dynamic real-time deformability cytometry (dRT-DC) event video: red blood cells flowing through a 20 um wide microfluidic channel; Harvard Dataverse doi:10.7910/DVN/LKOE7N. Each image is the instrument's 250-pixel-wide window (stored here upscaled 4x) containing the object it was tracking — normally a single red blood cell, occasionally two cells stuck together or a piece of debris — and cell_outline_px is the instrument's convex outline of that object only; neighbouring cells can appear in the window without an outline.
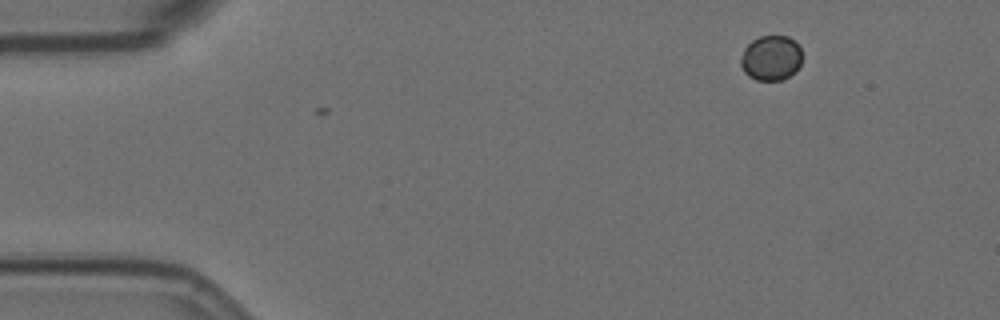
{"species": "Egyptian fruit bat (a non-hibernating species)", "species_latin": "Rousettus aegyptiacus", "temperature_condition": "room temperature", "stored_images_in_passage": 2, "camera_frame_rate_fps": 3000, "um_per_image_px": 0.085, "animal": {"sex": "female"}, "frame": {"image": 1, "passage_image": 2, "time_ms": 0.333, "image_size_px": [1000, 320], "cell_outline_px": [[800, 64], [796, 72], [780, 80], [756, 80], [748, 76], [744, 72], [740, 64], [740, 56], [744, 48], [752, 40], [760, 36], [788, 36], [800, 48]], "centroid_in_image_um": [65.5, 4.93], "position_along_channel_um": 19.5, "area_um2": 16.07}}